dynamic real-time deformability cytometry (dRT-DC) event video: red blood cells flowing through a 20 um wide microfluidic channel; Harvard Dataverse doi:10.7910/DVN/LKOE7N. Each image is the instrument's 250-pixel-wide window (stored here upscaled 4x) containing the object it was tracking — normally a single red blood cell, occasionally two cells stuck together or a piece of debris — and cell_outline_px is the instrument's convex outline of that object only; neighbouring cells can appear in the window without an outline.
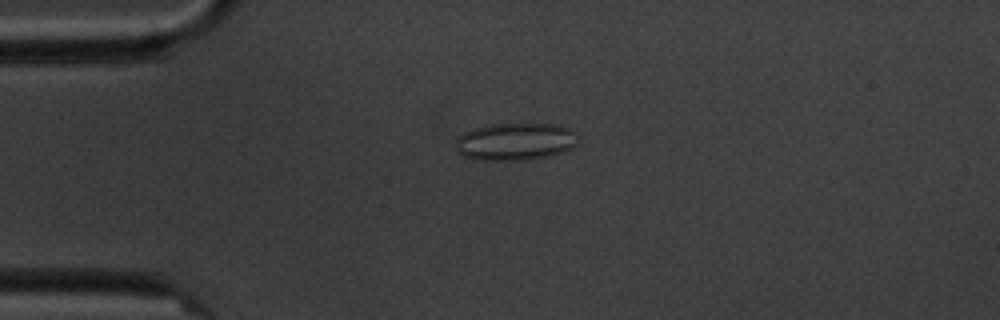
{"species": "common noctule bat (a hibernating species)", "species_latin": "Nyctalus noctula", "temperature_condition": "cold", "stored_images_in_passage": 6, "camera_frame_rate_fps": 3000, "um_per_image_px": 0.085, "animal": {"sex": "male", "body_mass_g": 20.1, "forearm_length_mm": 53.5}, "frame": {"image": 1, "passage_image": 4, "time_ms": 3.667, "image_size_px": [1000, 320], "cell_outline_px": [[580, 140], [572, 148], [564, 152], [544, 156], [520, 160], [476, 160], [464, 156], [456, 152], [456, 140], [464, 132], [476, 128], [492, 124], [560, 124], [572, 128], [580, 136]], "centroid_in_image_um": [43.86, 12.02], "position_along_channel_um": 41.1, "area_um2": 26.93}}
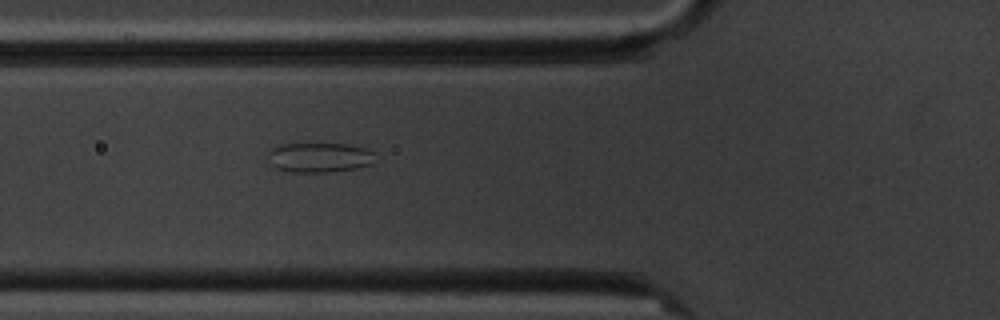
{"frame": {"image": 2, "passage_image": 6, "time_ms": 6.0, "image_size_px": [1000, 320], "cell_outline_px": [[380, 160], [372, 164], [356, 168], [328, 172], [288, 172], [276, 168], [272, 164], [268, 152], [272, 148], [280, 144], [348, 144], [364, 148], [376, 152]], "centroid_in_image_um": [27.24, 13.39], "position_along_channel_um": 98.6, "area_um2": 18.84}}